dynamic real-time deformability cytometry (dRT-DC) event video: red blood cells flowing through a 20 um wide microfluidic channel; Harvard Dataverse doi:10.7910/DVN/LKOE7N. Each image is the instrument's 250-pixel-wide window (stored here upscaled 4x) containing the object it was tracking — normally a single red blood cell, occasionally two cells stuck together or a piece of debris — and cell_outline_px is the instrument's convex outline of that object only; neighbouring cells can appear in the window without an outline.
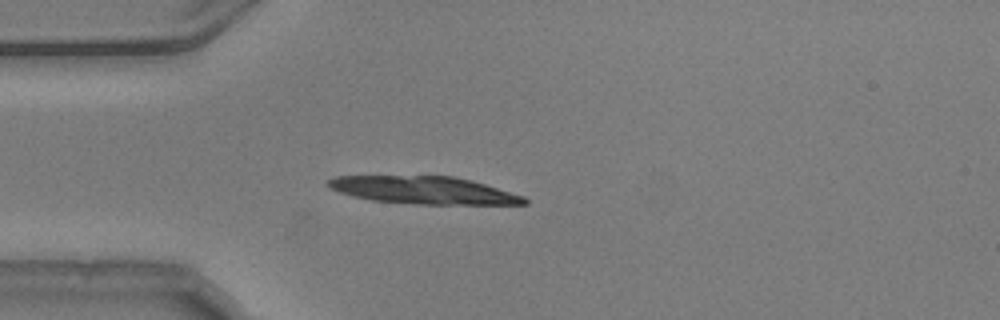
{"species": "common noctule bat (a hibernating species)", "species_latin": "Nyctalus noctula", "temperature_condition": "warm", "stored_images_in_passage": 4, "camera_frame_rate_fps": 3000, "um_per_image_px": 0.085, "animal": {"sex": "male", "body_mass_g": 20.5, "forearm_length_mm": 52.5}, "frame": {"image": 1, "passage_image": 1, "time_ms": 0.0, "image_size_px": [1000, 320], "cell_outline_px": [[528, 204], [416, 204], [372, 200], [352, 196], [340, 192], [332, 188], [328, 184], [328, 180], [336, 176], [452, 176], [472, 180], [524, 196], [528, 200]], "centroid_in_image_um": [36.05, 16.17], "position_along_channel_um": 49.0, "area_um2": 31.21}}